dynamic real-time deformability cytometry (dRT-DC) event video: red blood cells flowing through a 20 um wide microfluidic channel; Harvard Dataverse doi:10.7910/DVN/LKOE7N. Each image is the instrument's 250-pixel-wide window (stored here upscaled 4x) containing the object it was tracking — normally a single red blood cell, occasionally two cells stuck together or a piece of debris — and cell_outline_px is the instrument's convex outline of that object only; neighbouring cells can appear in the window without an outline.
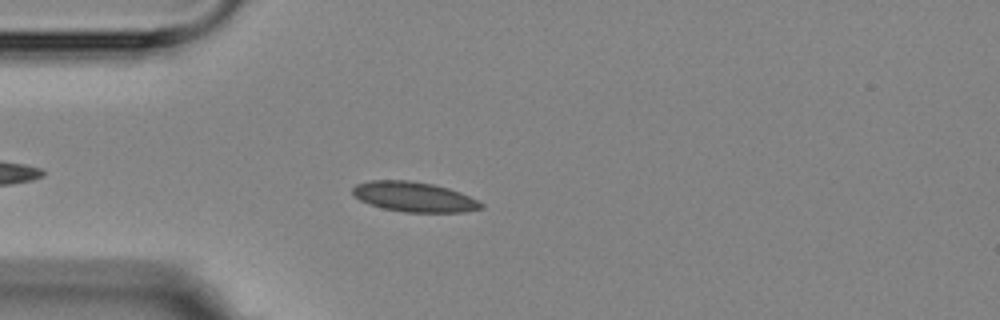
{"species": "Egyptian fruit bat (a non-hibernating species)", "species_latin": "Rousettus aegyptiacus", "temperature_condition": "room temperature", "stored_images_in_passage": 5, "camera_frame_rate_fps": 3000, "um_per_image_px": 0.085, "animal": {"sex": "female"}, "frame": {"image": 1, "passage_image": 5, "time_ms": 4.333, "image_size_px": [1000, 320], "cell_outline_px": [[484, 208], [464, 212], [404, 212], [384, 208], [360, 200], [352, 192], [352, 188], [356, 184], [368, 180], [408, 180], [432, 184], [448, 188], [460, 192], [484, 204]], "centroid_in_image_um": [35.2, 16.73], "position_along_channel_um": 49.8, "area_um2": 22.25}}